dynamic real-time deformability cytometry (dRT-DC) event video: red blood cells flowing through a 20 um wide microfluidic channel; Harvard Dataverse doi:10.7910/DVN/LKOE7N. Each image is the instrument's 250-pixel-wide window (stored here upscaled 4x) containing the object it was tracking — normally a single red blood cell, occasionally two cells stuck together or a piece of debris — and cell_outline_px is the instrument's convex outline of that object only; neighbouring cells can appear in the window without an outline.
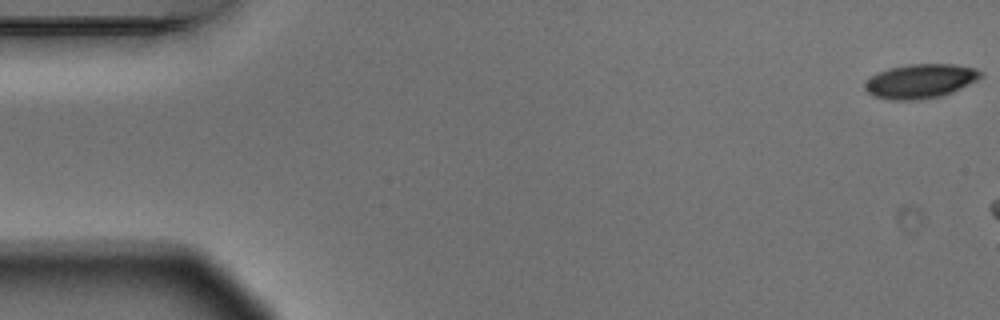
{"species": "Egyptian fruit bat (a non-hibernating species)", "species_latin": "Rousettus aegyptiacus", "temperature_condition": "warm", "stored_images_in_passage": 3, "camera_frame_rate_fps": 3000, "um_per_image_px": 0.085, "animal": {"sex": "male"}, "frame": {"image": 1, "passage_image": 1, "time_ms": 0.0, "image_size_px": [1000, 320], "cell_outline_px": [[984, 76], [952, 92], [940, 96], [920, 100], [888, 100], [872, 96], [864, 88], [864, 80], [876, 72], [888, 68], [908, 64], [952, 64], [976, 68], [984, 72]], "centroid_in_image_um": [78.19, 6.89], "position_along_channel_um": 6.8, "area_um2": 23.47}}